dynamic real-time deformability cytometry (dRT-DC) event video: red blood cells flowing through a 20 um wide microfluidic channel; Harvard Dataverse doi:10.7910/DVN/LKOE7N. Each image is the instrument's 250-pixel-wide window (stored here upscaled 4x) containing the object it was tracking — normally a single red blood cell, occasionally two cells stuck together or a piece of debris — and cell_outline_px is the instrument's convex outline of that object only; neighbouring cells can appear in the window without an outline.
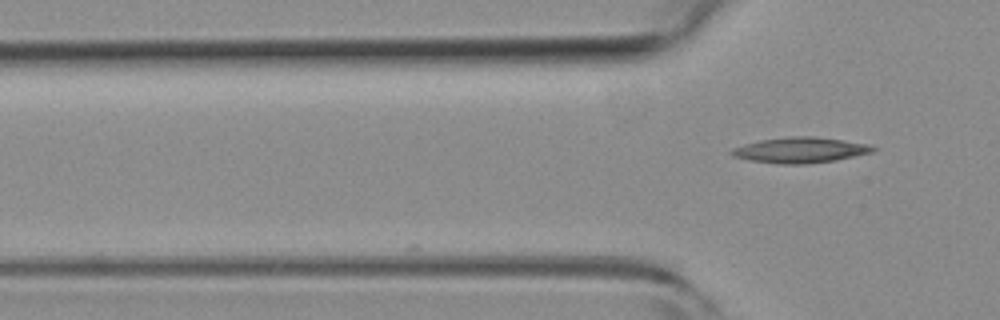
{"species": "common noctule bat (a hibernating species)", "species_latin": "Nyctalus noctula", "temperature_condition": "room temperature", "stored_images_in_passage": 3, "camera_frame_rate_fps": 3000, "um_per_image_px": 0.085, "animal": {"sex": "female", "body_mass_g": 19.3, "forearm_length_mm": 54.1}, "frame": {"image": 1, "passage_image": 3, "time_ms": 0.667, "image_size_px": [1000, 320], "cell_outline_px": [[876, 148], [872, 152], [836, 160], [808, 164], [780, 164], [748, 160], [732, 156], [728, 152], [732, 148], [744, 144], [760, 140], [792, 136], [812, 136], [872, 144]], "centroid_in_image_um": [68.0, 12.76], "position_along_channel_um": 57.8, "area_um2": 21.15}}